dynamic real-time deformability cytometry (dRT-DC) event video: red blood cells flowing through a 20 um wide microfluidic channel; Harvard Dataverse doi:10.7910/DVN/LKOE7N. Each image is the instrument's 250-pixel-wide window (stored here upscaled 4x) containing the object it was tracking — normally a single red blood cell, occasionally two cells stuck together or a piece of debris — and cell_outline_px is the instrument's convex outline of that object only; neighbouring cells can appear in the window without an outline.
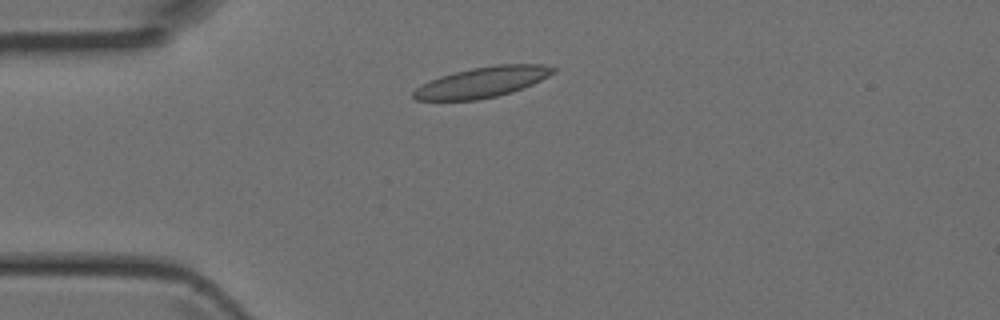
{"species": "Egyptian fruit bat (a non-hibernating species)", "species_latin": "Rousettus aegyptiacus", "temperature_condition": "room temperature", "stored_images_in_passage": 2, "camera_frame_rate_fps": 3000, "um_per_image_px": 0.085, "animal": {"sex": "female"}, "frame": {"image": 1, "passage_image": 2, "time_ms": 0.333, "image_size_px": [1000, 320], "cell_outline_px": [[556, 72], [532, 84], [512, 92], [496, 96], [476, 100], [416, 100], [412, 96], [412, 92], [416, 88], [440, 76], [472, 68], [496, 64], [544, 64], [556, 68]], "centroid_in_image_um": [41.02, 6.98], "position_along_channel_um": 44.0, "area_um2": 24.62}}